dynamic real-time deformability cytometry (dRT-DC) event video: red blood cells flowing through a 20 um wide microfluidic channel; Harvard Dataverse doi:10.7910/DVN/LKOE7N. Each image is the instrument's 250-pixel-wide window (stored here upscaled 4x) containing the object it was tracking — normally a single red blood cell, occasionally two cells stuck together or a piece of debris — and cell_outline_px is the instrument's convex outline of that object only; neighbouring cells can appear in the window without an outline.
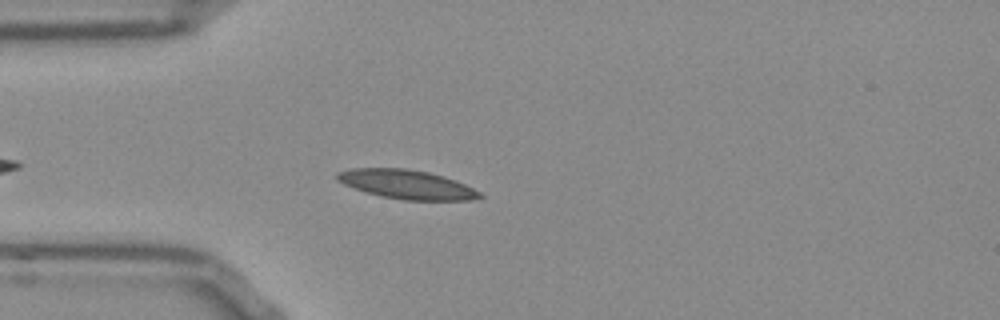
{"species": "Egyptian fruit bat (a non-hibernating species)", "species_latin": "Rousettus aegyptiacus", "temperature_condition": "room temperature", "stored_images_in_passage": 42, "camera_frame_rate_fps": 3000, "um_per_image_px": 0.085, "frame": {"image": 1, "passage_image": 6, "time_ms": 1.667, "image_size_px": [1000, 320], "cell_outline_px": [[484, 196], [472, 200], [404, 200], [380, 196], [344, 184], [336, 180], [336, 172], [348, 168], [404, 168], [428, 172], [464, 184], [480, 192]], "centroid_in_image_um": [34.53, 15.67], "position_along_channel_um": 50.5, "area_um2": 23.87}}
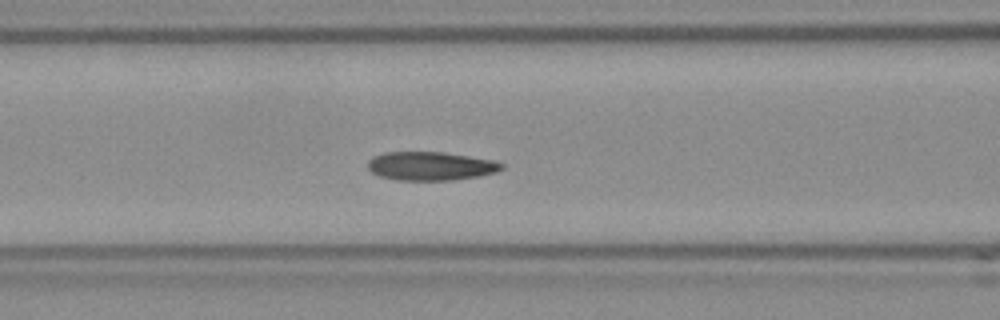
{"frame": {"image": 2, "passage_image": 13, "time_ms": 4.0, "image_size_px": [1000, 320], "cell_outline_px": [[504, 168], [496, 172], [480, 176], [452, 180], [396, 180], [380, 176], [372, 172], [368, 168], [368, 160], [372, 156], [388, 152], [444, 152], [492, 160], [504, 164]], "centroid_in_image_um": [36.6, 14.11], "position_along_channel_um": 130.0, "area_um2": 22.31}}
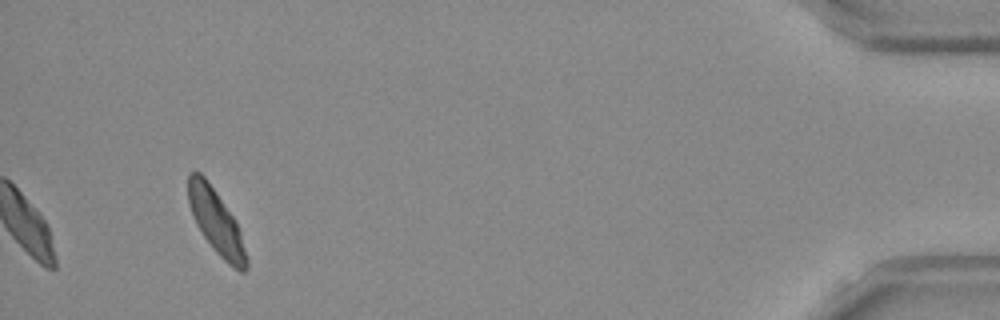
{"frame": {"image": 3, "passage_image": 42, "time_ms": 13.667, "image_size_px": [1000, 320], "cell_outline_px": [[248, 268], [244, 272], [240, 272], [232, 268], [212, 248], [196, 224], [188, 204], [188, 172], [200, 172], [204, 176], [216, 192], [232, 216], [240, 232], [248, 260]], "centroid_in_image_um": [18.36, 18.88], "position_along_channel_um": 416.8, "area_um2": 21.56}, "authors_computed_cell_mechanics": {"area_um2": 22.3108, "velocity_mm_per_s": 3.7488, "shape_relaxation_time_tau1_ms": 5.012, "shape_relaxation_time_tau2_ms": 1.4912, "deformation_change_tau1": 0.1427, "deformation_change_tau2": 0.0543}}